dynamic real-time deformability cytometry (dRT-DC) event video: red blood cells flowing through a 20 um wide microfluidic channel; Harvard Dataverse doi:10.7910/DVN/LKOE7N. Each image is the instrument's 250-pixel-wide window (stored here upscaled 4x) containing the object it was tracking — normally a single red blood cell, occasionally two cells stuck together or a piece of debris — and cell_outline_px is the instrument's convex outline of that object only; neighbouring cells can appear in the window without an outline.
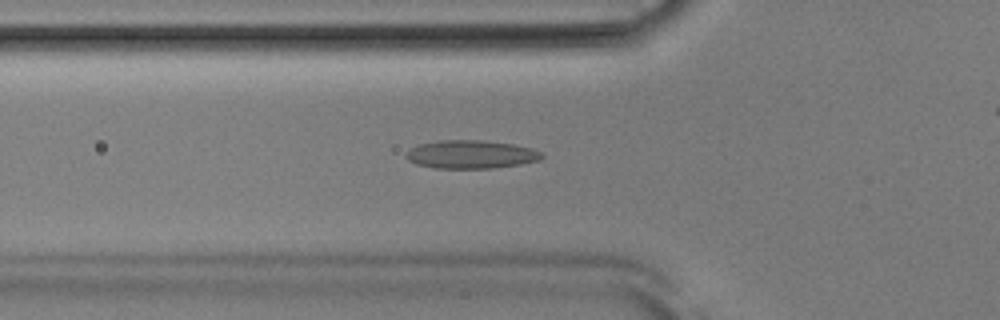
{"species": "Egyptian fruit bat (a non-hibernating species)", "species_latin": "Rousettus aegyptiacus", "temperature_condition": "room temperature", "stored_images_in_passage": 46, "camera_frame_rate_fps": 3000, "um_per_image_px": 0.085, "animal": {"sex": "male"}, "frame": {"image": 1, "passage_image": 18, "time_ms": 5.667, "image_size_px": [1000, 320], "cell_outline_px": [[544, 156], [540, 160], [520, 164], [492, 168], [436, 168], [416, 164], [408, 160], [404, 156], [412, 148], [420, 144], [440, 140], [480, 140], [512, 144], [532, 148], [544, 152]], "centroid_in_image_um": [40.07, 13.12], "position_along_channel_um": 85.7, "area_um2": 22.31}}
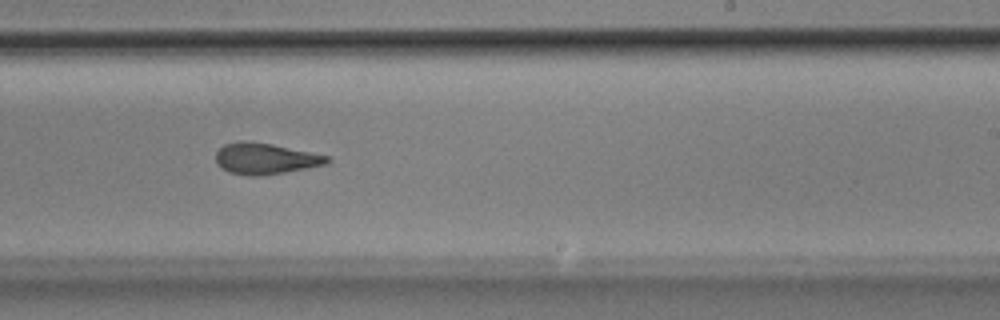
{"frame": {"image": 2, "passage_image": 32, "time_ms": 10.333, "image_size_px": [1000, 320], "cell_outline_px": [[332, 160], [328, 164], [284, 172], [260, 176], [248, 176], [228, 172], [220, 168], [216, 164], [216, 152], [224, 144], [244, 140], [248, 140], [272, 144], [328, 156]], "centroid_in_image_um": [22.52, 13.48], "position_along_channel_um": 266.5, "area_um2": 20.29}}
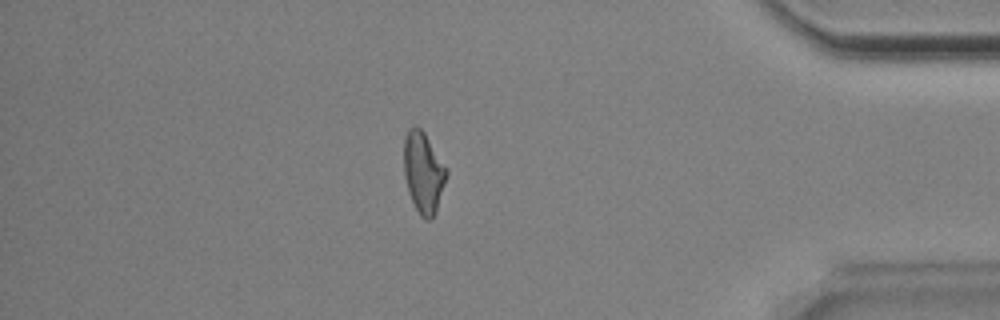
{"frame": {"image": 3, "passage_image": 45, "time_ms": 14.667, "image_size_px": [1000, 320], "cell_outline_px": [[448, 172], [436, 212], [432, 220], [428, 220], [420, 216], [408, 192], [404, 176], [404, 140], [408, 128], [416, 124], [424, 132], [448, 168]], "centroid_in_image_um": [35.99, 14.64], "position_along_channel_um": 399.2, "area_um2": 20.29}}